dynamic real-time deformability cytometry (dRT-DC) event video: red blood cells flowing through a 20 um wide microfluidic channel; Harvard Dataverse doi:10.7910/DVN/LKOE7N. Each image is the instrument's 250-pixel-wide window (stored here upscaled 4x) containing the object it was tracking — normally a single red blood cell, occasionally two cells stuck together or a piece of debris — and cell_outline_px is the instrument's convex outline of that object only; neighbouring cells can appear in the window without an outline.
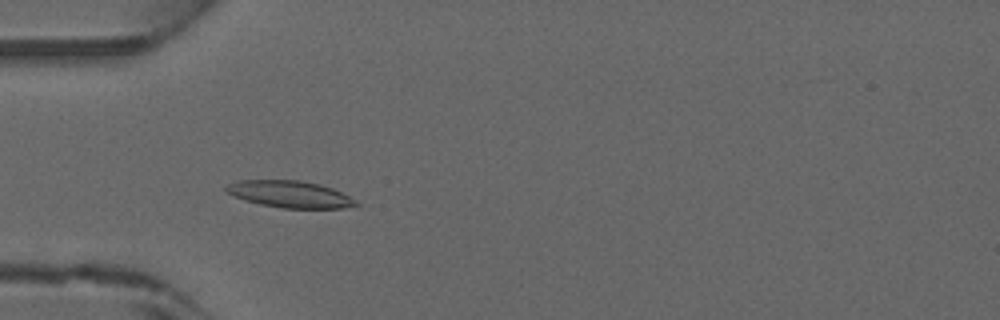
{"species": "common noctule bat (a hibernating species)", "species_latin": "Nyctalus noctula", "temperature_condition": "warm", "stored_images_in_passage": 45, "camera_frame_rate_fps": 3000, "um_per_image_px": 0.085, "animal": {"sex": "male", "forearm_length_mm": 52.5}, "frame": {"image": 1, "passage_image": 13, "time_ms": 4.0, "image_size_px": [1000, 320], "cell_outline_px": [[360, 204], [340, 208], [284, 208], [260, 204], [244, 200], [232, 196], [224, 188], [228, 184], [240, 180], [300, 180], [320, 184], [332, 188], [356, 200]], "centroid_in_image_um": [24.61, 16.5], "position_along_channel_um": 60.4, "area_um2": 20.17}}
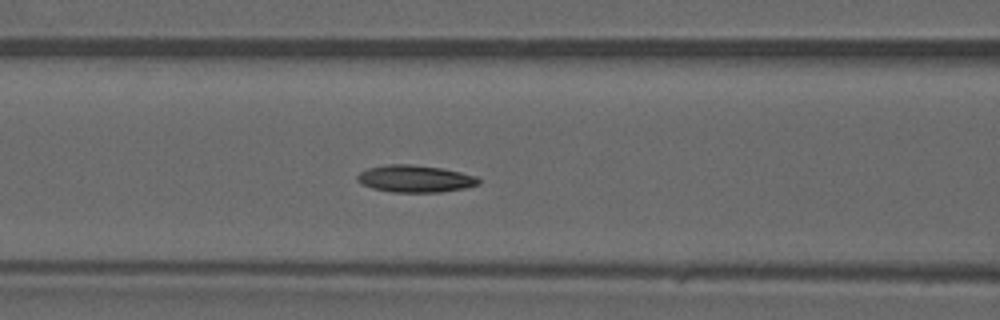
{"frame": {"image": 2, "passage_image": 18, "time_ms": 5.667, "image_size_px": [1000, 320], "cell_outline_px": [[480, 184], [464, 188], [440, 192], [392, 192], [372, 188], [360, 184], [356, 180], [356, 176], [360, 172], [368, 168], [388, 164], [408, 164], [440, 168], [460, 172], [476, 176], [480, 180]], "centroid_in_image_um": [35.25, 15.19], "position_along_channel_um": 131.3, "area_um2": 19.13}}
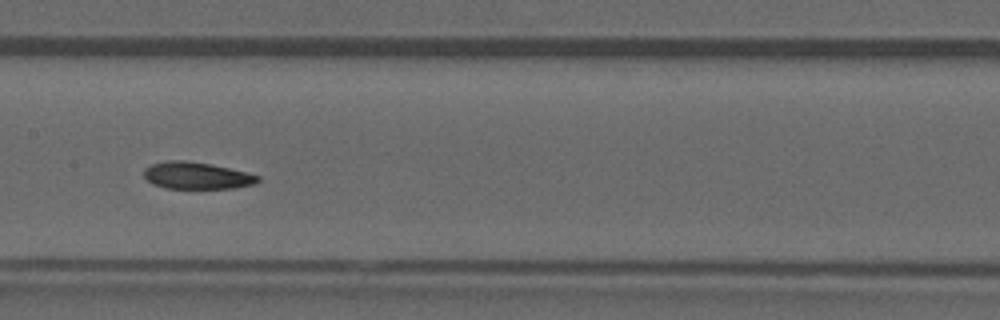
{"frame": {"image": 3, "passage_image": 22, "time_ms": 7.0, "image_size_px": [1000, 320], "cell_outline_px": [[260, 180], [256, 184], [236, 188], [164, 188], [152, 184], [144, 176], [144, 168], [152, 164], [164, 160], [188, 160], [212, 164], [248, 172], [260, 176]], "centroid_in_image_um": [16.74, 14.91], "position_along_channel_um": 190.7, "area_um2": 18.21}}